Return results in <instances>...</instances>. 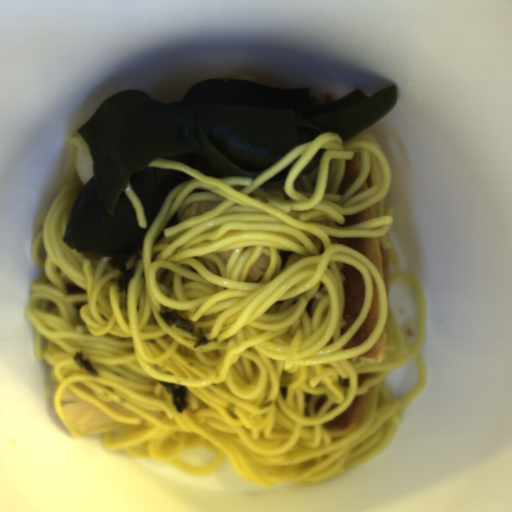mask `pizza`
<instances>
[{
	"label": "pizza",
	"instance_id": "pizza-6",
	"mask_svg": "<svg viewBox=\"0 0 512 512\" xmlns=\"http://www.w3.org/2000/svg\"><path fill=\"white\" fill-rule=\"evenodd\" d=\"M387 337L388 332L383 329L375 344L368 351L358 356V359L382 362L386 353Z\"/></svg>",
	"mask_w": 512,
	"mask_h": 512
},
{
	"label": "pizza",
	"instance_id": "pizza-7",
	"mask_svg": "<svg viewBox=\"0 0 512 512\" xmlns=\"http://www.w3.org/2000/svg\"><path fill=\"white\" fill-rule=\"evenodd\" d=\"M345 221L342 225H340L341 227L342 226H352V225H355V224H358V223H361V222H364V221H367V220H370L374 217H376L375 213H374V210L371 207L357 213V214H353V215H348V216H343Z\"/></svg>",
	"mask_w": 512,
	"mask_h": 512
},
{
	"label": "pizza",
	"instance_id": "pizza-3",
	"mask_svg": "<svg viewBox=\"0 0 512 512\" xmlns=\"http://www.w3.org/2000/svg\"><path fill=\"white\" fill-rule=\"evenodd\" d=\"M373 290L369 311L354 335L347 341L342 349H352L368 339L375 330L380 319V296L379 286L374 278L370 276Z\"/></svg>",
	"mask_w": 512,
	"mask_h": 512
},
{
	"label": "pizza",
	"instance_id": "pizza-2",
	"mask_svg": "<svg viewBox=\"0 0 512 512\" xmlns=\"http://www.w3.org/2000/svg\"><path fill=\"white\" fill-rule=\"evenodd\" d=\"M343 275L344 306L341 335L355 322L363 304L365 285L364 277L354 267L344 263L341 270Z\"/></svg>",
	"mask_w": 512,
	"mask_h": 512
},
{
	"label": "pizza",
	"instance_id": "pizza-5",
	"mask_svg": "<svg viewBox=\"0 0 512 512\" xmlns=\"http://www.w3.org/2000/svg\"><path fill=\"white\" fill-rule=\"evenodd\" d=\"M362 164L359 152L353 153L352 158L345 159L343 180L337 189V195H344L361 175Z\"/></svg>",
	"mask_w": 512,
	"mask_h": 512
},
{
	"label": "pizza",
	"instance_id": "pizza-4",
	"mask_svg": "<svg viewBox=\"0 0 512 512\" xmlns=\"http://www.w3.org/2000/svg\"><path fill=\"white\" fill-rule=\"evenodd\" d=\"M371 388L365 393L355 396L347 410L335 419L324 424L322 428L335 432H346L354 429L359 423L369 399Z\"/></svg>",
	"mask_w": 512,
	"mask_h": 512
},
{
	"label": "pizza",
	"instance_id": "pizza-1",
	"mask_svg": "<svg viewBox=\"0 0 512 512\" xmlns=\"http://www.w3.org/2000/svg\"><path fill=\"white\" fill-rule=\"evenodd\" d=\"M336 244L360 252L378 272L384 288L389 295L392 272L385 246L376 236H336Z\"/></svg>",
	"mask_w": 512,
	"mask_h": 512
},
{
	"label": "pizza",
	"instance_id": "pizza-8",
	"mask_svg": "<svg viewBox=\"0 0 512 512\" xmlns=\"http://www.w3.org/2000/svg\"><path fill=\"white\" fill-rule=\"evenodd\" d=\"M373 185H374V181H373L372 175L370 173V174L367 175V177L364 180L363 184L359 187V189L354 193L353 196L373 188Z\"/></svg>",
	"mask_w": 512,
	"mask_h": 512
}]
</instances>
